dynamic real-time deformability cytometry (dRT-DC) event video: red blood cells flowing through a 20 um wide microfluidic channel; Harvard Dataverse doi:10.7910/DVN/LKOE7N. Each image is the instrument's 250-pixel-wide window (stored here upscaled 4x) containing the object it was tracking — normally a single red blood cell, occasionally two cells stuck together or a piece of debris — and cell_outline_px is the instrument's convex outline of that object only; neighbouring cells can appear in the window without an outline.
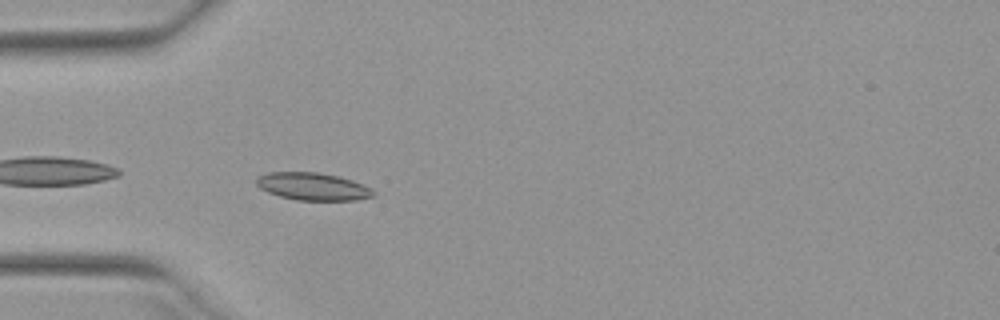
{"species": "Egyptian fruit bat (a non-hibernating species)", "species_latin": "Rousettus aegyptiacus", "temperature_condition": "warm", "stored_images_in_passage": 38, "camera_frame_rate_fps": 3000, "um_per_image_px": 0.085, "animal": {"sex": "female"}, "frame": {"image": 1, "passage_image": 2, "time_ms": 0.333, "image_size_px": [1000, 320], "cell_outline_px": [[376, 192], [372, 196], [356, 200], [296, 200], [280, 196], [268, 192], [260, 188], [256, 184], [256, 176], [268, 172], [316, 172], [336, 176], [352, 180], [372, 188]], "centroid_in_image_um": [26.57, 15.85], "position_along_channel_um": 58.4, "area_um2": 18.73}}
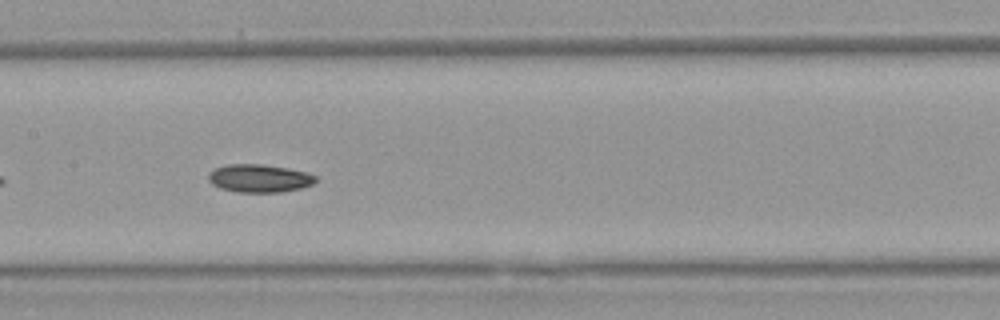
{"frame": {"image": 2, "passage_image": 12, "time_ms": 3.667, "image_size_px": [1000, 320], "cell_outline_px": [[316, 180], [312, 184], [300, 188], [280, 192], [236, 192], [220, 188], [212, 184], [208, 180], [208, 172], [216, 168], [228, 164], [264, 164], [288, 168], [308, 172], [316, 176]], "centroid_in_image_um": [22.03, 15.15], "position_along_channel_um": 185.4, "area_um2": 17.57}}
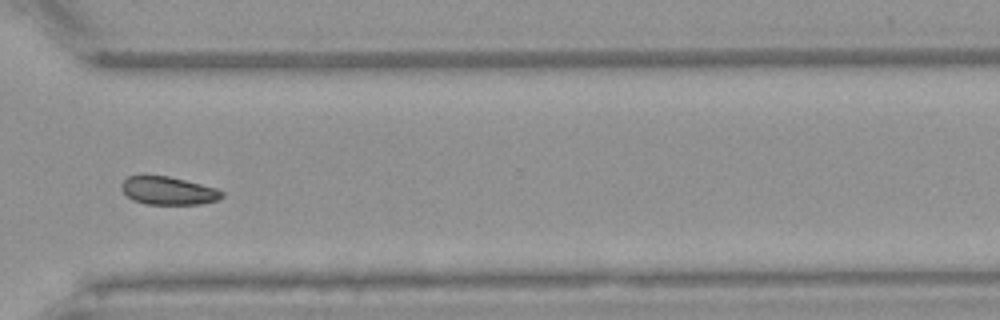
{"frame": {"image": 3, "passage_image": 25, "time_ms": 8.0, "image_size_px": [1000, 320], "cell_outline_px": [[224, 196], [216, 200], [200, 204], [144, 204], [132, 200], [120, 188], [120, 184], [128, 176], [144, 172], [168, 176], [216, 188], [224, 192]], "centroid_in_image_um": [14.22, 16.17], "position_along_channel_um": 356.4, "area_um2": 16.88}, "authors_computed_cell_mechanics": {"area_um2": 17.34, "velocity_mm_per_s": 3.9376, "shape_relaxation_time_tau1_ms": 3.9823, "shape_relaxation_time_tau2_ms": null, "deformation_change_tau1": 0.0982, "deformation_change_tau2": null}}